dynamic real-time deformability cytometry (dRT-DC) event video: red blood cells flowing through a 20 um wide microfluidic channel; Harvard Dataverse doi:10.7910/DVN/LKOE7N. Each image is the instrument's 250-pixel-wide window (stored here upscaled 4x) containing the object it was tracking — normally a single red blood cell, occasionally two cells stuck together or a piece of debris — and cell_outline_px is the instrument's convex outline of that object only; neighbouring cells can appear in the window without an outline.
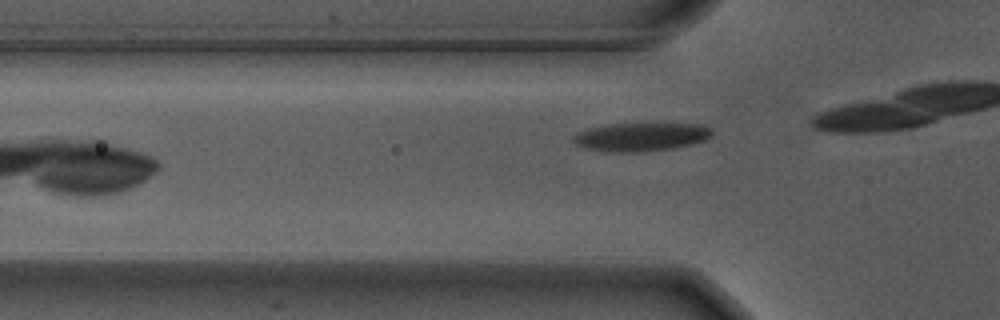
{"species": "Egyptian fruit bat (a non-hibernating species)", "species_latin": "Rousettus aegyptiacus", "temperature_condition": "warm", "stored_images_in_passage": 5, "camera_frame_rate_fps": 3000, "um_per_image_px": 0.085, "animal": {"sex": "male"}, "frame": {"image": 1, "passage_image": 2, "time_ms": 0.333, "image_size_px": [1000, 320], "cell_outline_px": [[712, 136], [704, 140], [692, 144], [672, 148], [636, 152], [612, 152], [584, 148], [576, 144], [572, 140], [572, 136], [576, 132], [588, 128], [608, 124], [704, 124], [712, 128]], "centroid_in_image_um": [54.46, 11.63], "position_along_channel_um": 71.3, "area_um2": 23.0}}